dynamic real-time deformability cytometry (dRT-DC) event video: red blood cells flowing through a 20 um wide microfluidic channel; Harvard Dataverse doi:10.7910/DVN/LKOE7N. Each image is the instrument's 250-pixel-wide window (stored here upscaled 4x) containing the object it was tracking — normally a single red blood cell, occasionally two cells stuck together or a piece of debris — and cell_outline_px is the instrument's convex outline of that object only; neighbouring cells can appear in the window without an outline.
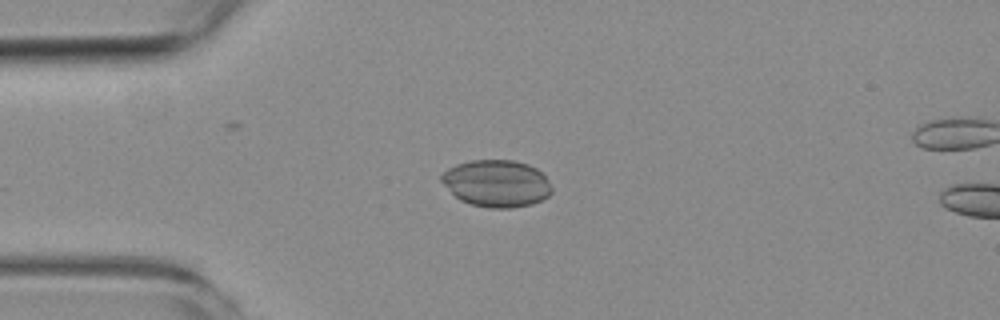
{"species": "common noctule bat (a hibernating species)", "species_latin": "Nyctalus noctula", "temperature_condition": "room temperature", "stored_images_in_passage": 5, "camera_frame_rate_fps": 3000, "um_per_image_px": 0.085, "animal": {"sex": "female", "body_mass_g": 19.3, "forearm_length_mm": 54.1}, "frame": {"image": 1, "passage_image": 3, "time_ms": 2.333, "image_size_px": [1000, 320], "cell_outline_px": [[552, 192], [548, 196], [532, 204], [512, 208], [488, 208], [472, 204], [460, 200], [440, 180], [440, 176], [448, 168], [456, 164], [472, 160], [512, 160], [528, 164], [536, 168], [548, 180], [552, 188]], "centroid_in_image_um": [42.21, 15.59], "position_along_channel_um": 42.8, "area_um2": 30.11}}
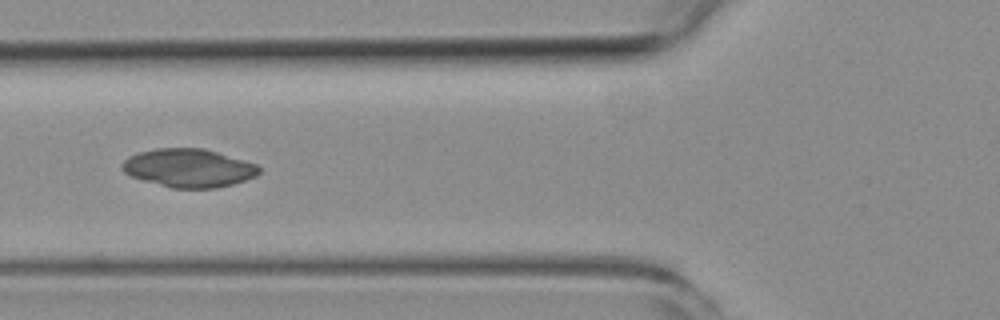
{"frame": {"image": 2, "passage_image": 5, "time_ms": 4.667, "image_size_px": [1000, 320], "cell_outline_px": [[260, 172], [256, 176], [232, 184], [216, 188], [172, 188], [144, 180], [132, 176], [124, 172], [120, 168], [124, 160], [128, 156], [136, 152], [156, 148], [204, 148], [256, 164], [260, 168]], "centroid_in_image_um": [16.01, 14.27], "position_along_channel_um": 109.8, "area_um2": 30.52}}